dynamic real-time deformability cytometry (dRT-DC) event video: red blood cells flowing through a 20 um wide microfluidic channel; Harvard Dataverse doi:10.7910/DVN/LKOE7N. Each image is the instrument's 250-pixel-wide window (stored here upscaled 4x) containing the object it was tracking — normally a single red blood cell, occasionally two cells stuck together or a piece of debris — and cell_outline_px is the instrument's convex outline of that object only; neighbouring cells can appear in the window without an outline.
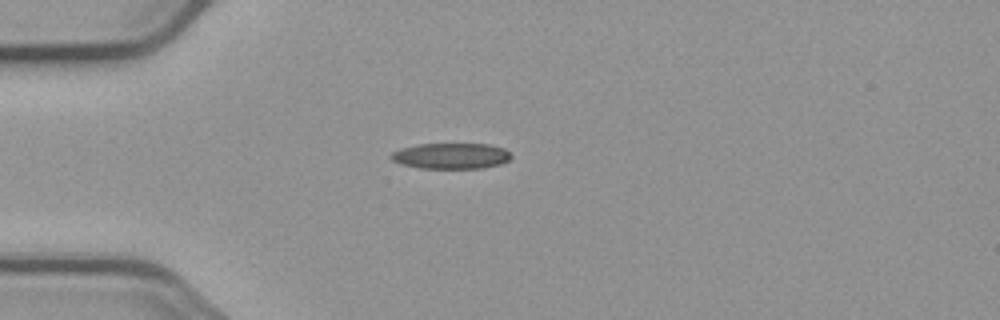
{"species": "common noctule bat (a hibernating species)", "species_latin": "Nyctalus noctula", "temperature_condition": "cold", "stored_images_in_passage": 6, "camera_frame_rate_fps": 3000, "um_per_image_px": 0.085, "animal": {"sex": "male", "body_mass_g": 23.1, "forearm_length_mm": 52.7}, "frame": {"image": 1, "passage_image": 4, "time_ms": 3.667, "image_size_px": [1000, 320], "cell_outline_px": [[512, 156], [508, 160], [500, 164], [484, 168], [420, 168], [400, 164], [392, 160], [388, 156], [392, 152], [400, 148], [416, 144], [488, 144], [504, 148]], "centroid_in_image_um": [38.3, 13.25], "position_along_channel_um": 46.7, "area_um2": 18.15}}
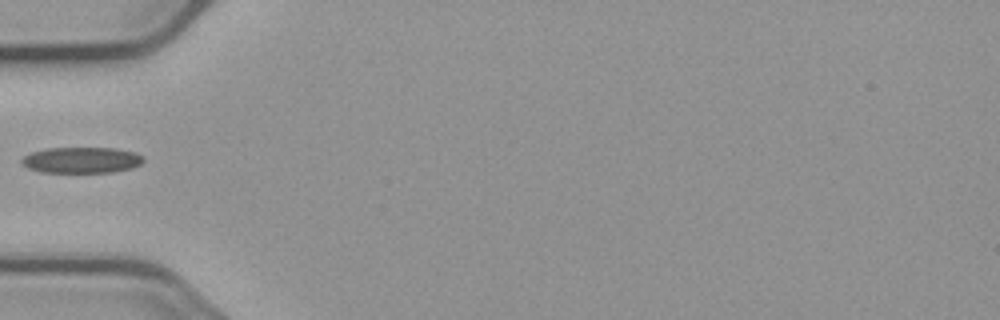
{"frame": {"image": 2, "passage_image": 5, "time_ms": 5.0, "image_size_px": [1000, 320], "cell_outline_px": [[144, 160], [140, 164], [132, 168], [112, 172], [40, 172], [28, 168], [20, 160], [24, 156], [32, 152], [48, 148], [112, 148], [136, 152], [144, 156]], "centroid_in_image_um": [6.96, 13.6], "position_along_channel_um": 78.0, "area_um2": 18.38}}
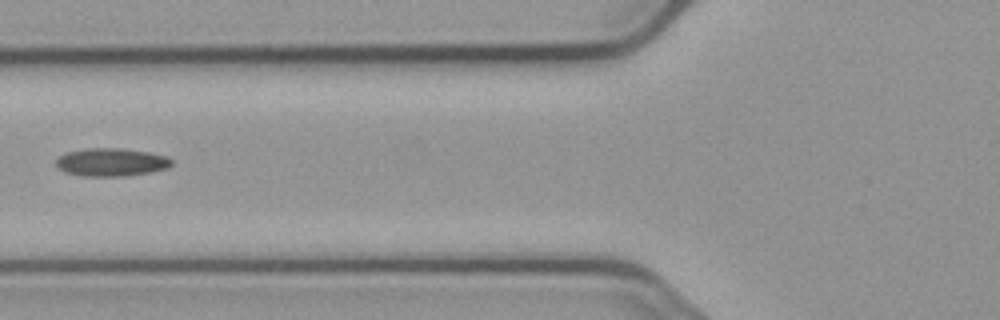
{"frame": {"image": 3, "passage_image": 6, "time_ms": 6.0, "image_size_px": [1000, 320], "cell_outline_px": [[172, 164], [168, 168], [148, 172], [124, 176], [84, 176], [64, 172], [56, 164], [56, 160], [64, 152], [88, 148], [120, 148], [148, 152], [168, 156], [172, 160]], "centroid_in_image_um": [9.46, 13.78], "position_along_channel_um": 116.3, "area_um2": 18.84}}